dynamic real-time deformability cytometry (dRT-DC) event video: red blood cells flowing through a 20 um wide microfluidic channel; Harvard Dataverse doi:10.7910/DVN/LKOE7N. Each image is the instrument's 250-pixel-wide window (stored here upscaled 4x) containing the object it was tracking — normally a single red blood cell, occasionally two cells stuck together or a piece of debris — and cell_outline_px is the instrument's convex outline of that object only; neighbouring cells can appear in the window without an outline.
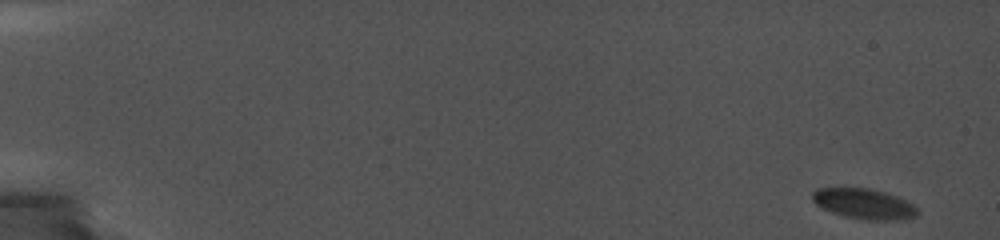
{"species": "common noctule bat (a hibernating species)", "species_latin": "Nyctalus noctula", "temperature_condition": "cold", "stored_images_in_passage": 60, "camera_frame_rate_fps": 5000, "um_per_image_px": 0.085, "animal": {"sex": "female", "body_mass_g": 19.0, "forearm_length_mm": 56.7}, "frame": {"image": 1, "passage_image": 1, "time_ms": 0.0, "image_size_px": [1000, 240], "cell_outline_px": [[916, 216], [884, 220], [868, 220], [848, 216], [832, 212], [816, 204], [812, 200], [812, 192], [816, 188], [868, 188], [884, 192], [896, 196], [912, 204], [916, 208]], "centroid_in_image_um": [73.38, 17.3], "position_along_channel_um": 11.6, "area_um2": 17.98}}
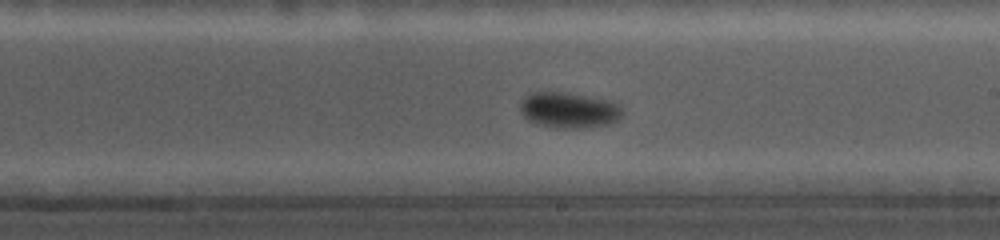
{"frame": {"image": 2, "passage_image": 36, "time_ms": 11.2, "image_size_px": [1000, 240], "cell_outline_px": [[624, 112], [612, 124], [580, 128], [556, 128], [536, 124], [528, 120], [520, 112], [520, 104], [532, 92], [560, 92], [608, 100], [616, 104]], "centroid_in_image_um": [48.34, 9.38], "position_along_channel_um": 240.7, "area_um2": 20.98}}
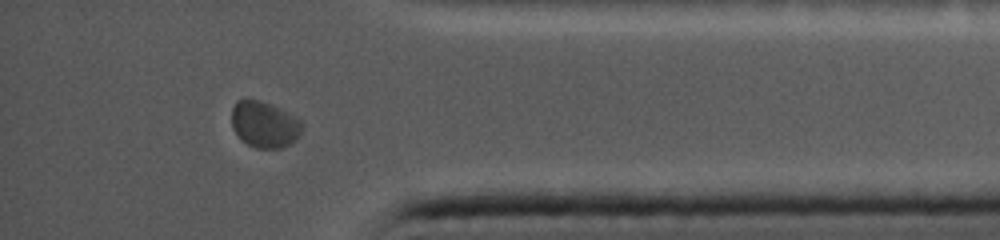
{"frame": {"image": 3, "passage_image": 55, "time_ms": 16.0, "image_size_px": [1000, 240], "cell_outline_px": [[304, 124], [296, 140], [280, 148], [256, 148], [240, 140], [232, 128], [232, 108], [236, 100], [260, 100], [280, 108], [296, 116]], "centroid_in_image_um": [22.47, 10.58], "position_along_channel_um": 412.7, "area_um2": 19.07}}